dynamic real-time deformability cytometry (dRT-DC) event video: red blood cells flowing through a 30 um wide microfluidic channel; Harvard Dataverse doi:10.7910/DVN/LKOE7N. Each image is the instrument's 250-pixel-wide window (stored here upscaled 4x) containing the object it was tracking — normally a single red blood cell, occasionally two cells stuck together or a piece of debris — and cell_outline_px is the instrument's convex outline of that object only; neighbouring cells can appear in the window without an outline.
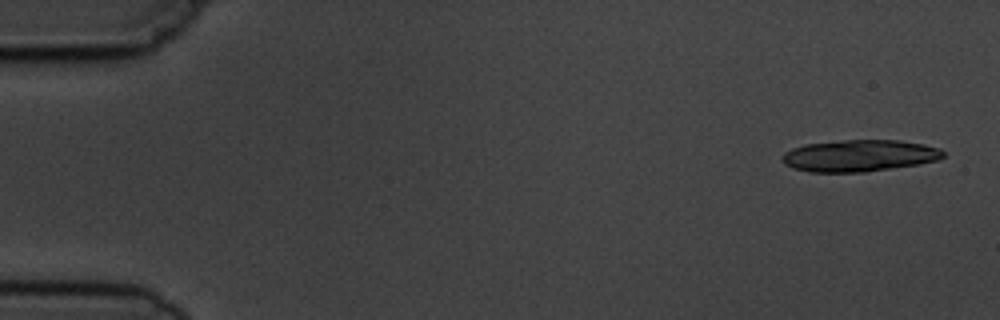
{"species": "common noctule bat (a hibernating species)", "species_latin": "Nyctalus noctula", "temperature_condition": "cold", "stored_images_in_passage": 6, "camera_frame_rate_fps": 3000, "um_per_image_px": 0.085, "animal": {"sex": "male", "body_mass_g": 19.5, "forearm_length_mm": 54.6}, "frame": {"image": 1, "passage_image": 1, "time_ms": 0.0, "image_size_px": [1000, 320], "cell_outline_px": [[944, 156], [940, 160], [920, 164], [868, 172], [808, 172], [792, 168], [784, 164], [780, 160], [780, 156], [784, 152], [792, 148], [804, 144], [844, 140], [900, 140], [924, 144], [940, 148], [944, 152]], "centroid_in_image_um": [73.03, 13.24], "position_along_channel_um": 12.0, "area_um2": 30.29}}